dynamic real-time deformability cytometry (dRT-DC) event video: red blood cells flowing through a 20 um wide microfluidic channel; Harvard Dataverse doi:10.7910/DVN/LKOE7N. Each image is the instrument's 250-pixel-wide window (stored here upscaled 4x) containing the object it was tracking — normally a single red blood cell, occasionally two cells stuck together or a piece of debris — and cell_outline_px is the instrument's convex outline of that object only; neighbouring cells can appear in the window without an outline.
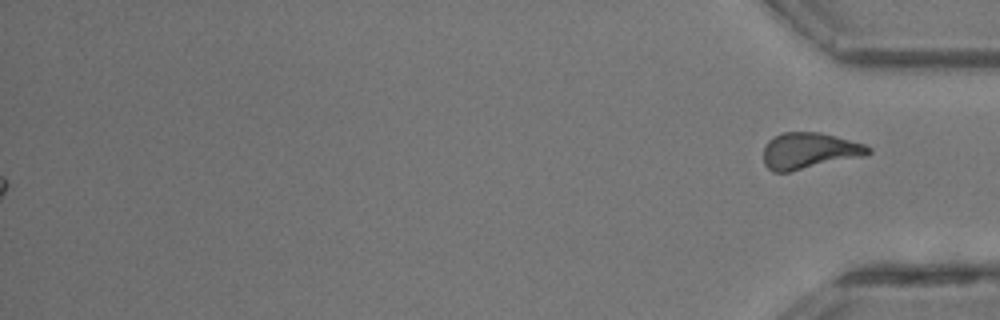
{"species": "common noctule bat (a hibernating species)", "species_latin": "Nyctalus noctula", "temperature_condition": "room temperature", "stored_images_in_passage": 31, "segment_of_instrument_passage": [2, 2], "camera_frame_rate_fps": 3000, "um_per_image_px": 0.085, "animal": {"sex": "male", "body_mass_g": 13.3}, "frame": {"image": 1, "passage_image": 31, "time_ms": 10.0, "image_size_px": [1000, 320], "cell_outline_px": [[872, 152], [860, 156], [788, 172], [776, 172], [768, 168], [764, 164], [764, 148], [768, 140], [784, 132], [816, 132], [864, 144]], "centroid_in_image_um": [68.71, 12.82], "position_along_channel_um": 366.5, "area_um2": 21.39}}